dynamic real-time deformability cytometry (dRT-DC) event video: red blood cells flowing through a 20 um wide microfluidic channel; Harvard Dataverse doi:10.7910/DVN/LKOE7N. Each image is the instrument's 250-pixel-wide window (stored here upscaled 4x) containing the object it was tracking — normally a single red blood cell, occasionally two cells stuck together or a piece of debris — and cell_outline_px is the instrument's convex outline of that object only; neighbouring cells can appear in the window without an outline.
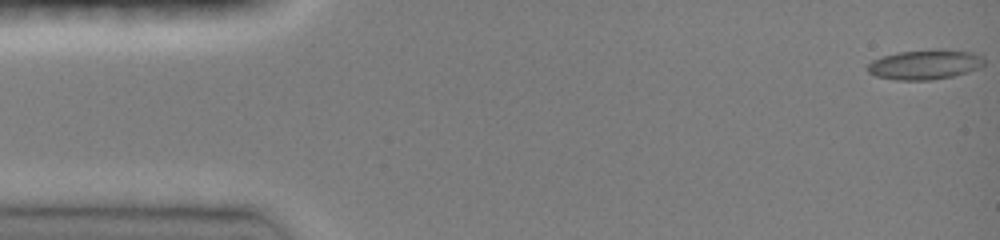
{"species": "common noctule bat (a hibernating species)", "species_latin": "Nyctalus noctula", "temperature_condition": "room temperature", "stored_images_in_passage": 48, "camera_frame_rate_fps": 3000, "um_per_image_px": 0.085, "animal": {"sex": "female", "body_mass_g": 19.0, "forearm_length_mm": 51.5}, "frame": {"image": 1, "passage_image": 1, "time_ms": 0.0, "image_size_px": [1000, 240], "cell_outline_px": [[984, 64], [980, 68], [968, 72], [952, 76], [932, 80], [896, 80], [876, 76], [868, 72], [868, 64], [872, 60], [896, 52], [972, 52], [984, 56]], "centroid_in_image_um": [78.6, 5.54], "position_along_channel_um": 6.4, "area_um2": 19.42}}
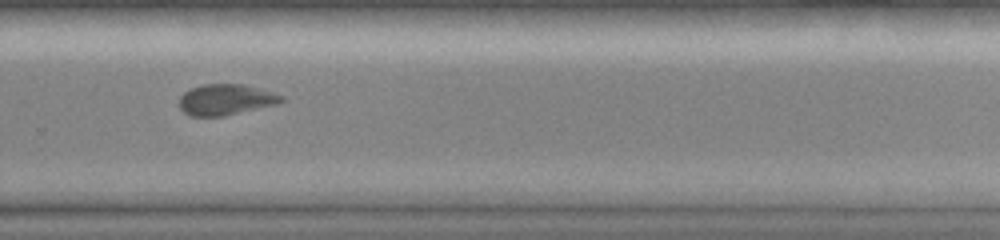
{"frame": {"image": 2, "passage_image": 33, "time_ms": 10.667, "image_size_px": [1000, 240], "cell_outline_px": [[284, 100], [276, 104], [224, 116], [192, 116], [184, 112], [180, 108], [180, 96], [184, 92], [200, 84], [244, 84], [284, 96]], "centroid_in_image_um": [19.17, 8.46], "position_along_channel_um": 310.6, "area_um2": 18.21}}
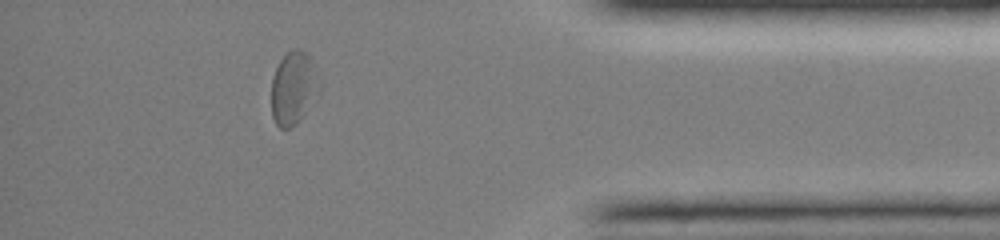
{"frame": {"image": 3, "passage_image": 42, "time_ms": 13.667, "image_size_px": [1000, 240], "cell_outline_px": [[316, 92], [296, 124], [288, 128], [280, 128], [276, 124], [272, 116], [272, 76], [280, 60], [288, 52], [296, 48], [304, 52], [308, 56]], "centroid_in_image_um": [24.8, 7.52], "position_along_channel_um": 410.4, "area_um2": 18.61}, "authors_computed_cell_mechanics": {"area_um2": 18.8428, "velocity_mm_per_s": 4.0197, "shape_relaxation_time_tau1_ms": 4.8834, "shape_relaxation_time_tau2_ms": 3.3772, "deformation_change_tau1": 0.1477, "deformation_change_tau2": 0.0803}}